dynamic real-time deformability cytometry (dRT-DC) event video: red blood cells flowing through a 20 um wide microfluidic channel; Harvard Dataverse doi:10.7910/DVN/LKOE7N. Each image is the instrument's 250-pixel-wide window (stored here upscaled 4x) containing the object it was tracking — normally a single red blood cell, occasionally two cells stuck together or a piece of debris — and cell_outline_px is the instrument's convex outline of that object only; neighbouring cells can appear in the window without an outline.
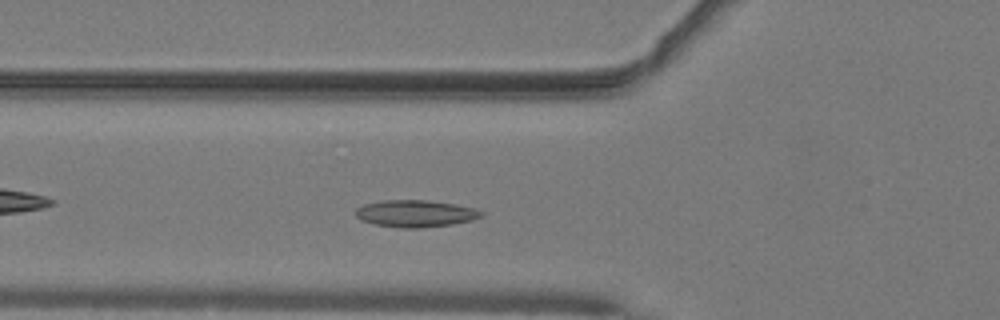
{"species": "common noctule bat (a hibernating species)", "species_latin": "Nyctalus noctula", "temperature_condition": "warm", "stored_images_in_passage": 18, "camera_frame_rate_fps": 3000, "um_per_image_px": 0.085, "animal": {"sex": "male", "body_mass_g": 19.2, "forearm_length_mm": 51.8}, "frame": {"image": 1, "passage_image": 7, "time_ms": 2.0, "image_size_px": [1000, 320], "cell_outline_px": [[484, 216], [472, 220], [452, 224], [420, 228], [400, 228], [376, 224], [360, 220], [356, 216], [356, 208], [364, 204], [380, 200], [428, 200], [456, 204], [472, 208], [484, 212]], "centroid_in_image_um": [35.31, 18.15], "position_along_channel_um": 90.5, "area_um2": 19.83}}
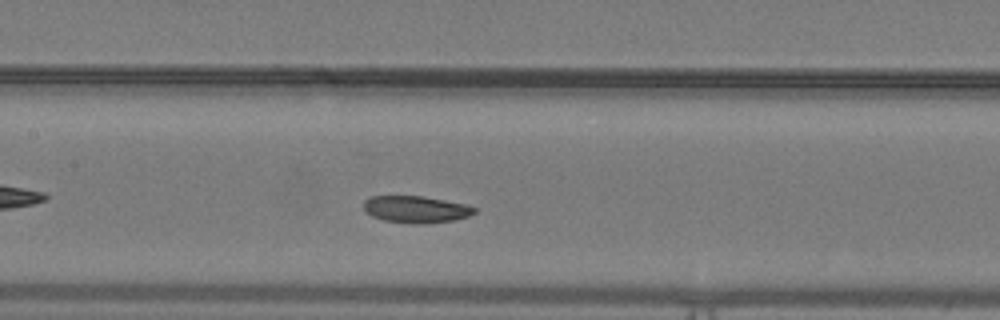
{"frame": {"image": 2, "passage_image": 13, "time_ms": 4.0, "image_size_px": [1000, 320], "cell_outline_px": [[476, 212], [468, 216], [452, 220], [424, 224], [412, 224], [384, 220], [372, 216], [364, 208], [364, 200], [368, 196], [424, 196], [468, 204], [476, 208]], "centroid_in_image_um": [35.37, 17.78], "position_along_channel_um": 172.0, "area_um2": 17.46}}
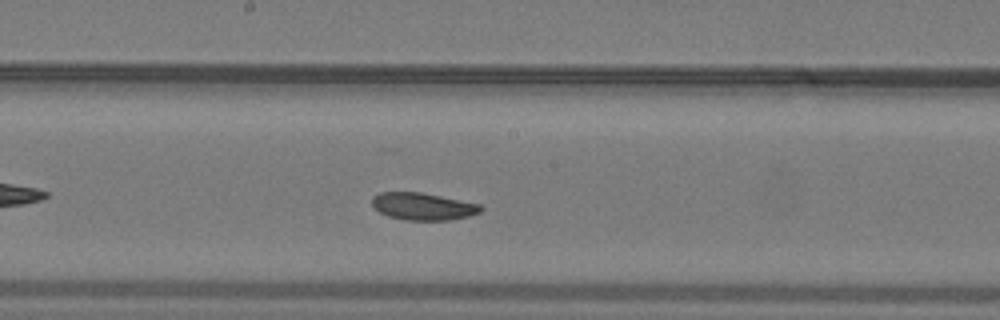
{"frame": {"image": 3, "passage_image": 16, "time_ms": 5.0, "image_size_px": [1000, 320], "cell_outline_px": [[484, 208], [480, 212], [468, 216], [452, 220], [404, 220], [388, 216], [372, 208], [372, 196], [380, 192], [420, 192], [480, 204]], "centroid_in_image_um": [35.92, 17.55], "position_along_channel_um": 212.3, "area_um2": 17.34}}